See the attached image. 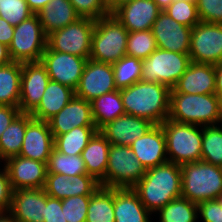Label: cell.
Segmentation results:
<instances>
[{
  "label": "cell",
  "instance_id": "6da1fadb",
  "mask_svg": "<svg viewBox=\"0 0 222 222\" xmlns=\"http://www.w3.org/2000/svg\"><path fill=\"white\" fill-rule=\"evenodd\" d=\"M132 189L154 215L167 203L181 197V166L166 162L150 168Z\"/></svg>",
  "mask_w": 222,
  "mask_h": 222
},
{
  "label": "cell",
  "instance_id": "7a4b0ae2",
  "mask_svg": "<svg viewBox=\"0 0 222 222\" xmlns=\"http://www.w3.org/2000/svg\"><path fill=\"white\" fill-rule=\"evenodd\" d=\"M171 89L154 82L137 81L120 89L125 113L162 124L169 118Z\"/></svg>",
  "mask_w": 222,
  "mask_h": 222
},
{
  "label": "cell",
  "instance_id": "3957f363",
  "mask_svg": "<svg viewBox=\"0 0 222 222\" xmlns=\"http://www.w3.org/2000/svg\"><path fill=\"white\" fill-rule=\"evenodd\" d=\"M221 116L222 105L215 94H185L171 89L168 119L199 126H213L218 125Z\"/></svg>",
  "mask_w": 222,
  "mask_h": 222
},
{
  "label": "cell",
  "instance_id": "277c9868",
  "mask_svg": "<svg viewBox=\"0 0 222 222\" xmlns=\"http://www.w3.org/2000/svg\"><path fill=\"white\" fill-rule=\"evenodd\" d=\"M221 194L222 167L202 160L181 165V197L198 204Z\"/></svg>",
  "mask_w": 222,
  "mask_h": 222
},
{
  "label": "cell",
  "instance_id": "5b68a950",
  "mask_svg": "<svg viewBox=\"0 0 222 222\" xmlns=\"http://www.w3.org/2000/svg\"><path fill=\"white\" fill-rule=\"evenodd\" d=\"M128 34V30L112 14L95 20L89 59L116 63L126 55Z\"/></svg>",
  "mask_w": 222,
  "mask_h": 222
},
{
  "label": "cell",
  "instance_id": "8992f818",
  "mask_svg": "<svg viewBox=\"0 0 222 222\" xmlns=\"http://www.w3.org/2000/svg\"><path fill=\"white\" fill-rule=\"evenodd\" d=\"M166 137L167 159L177 165L201 160L203 126L166 119L162 124Z\"/></svg>",
  "mask_w": 222,
  "mask_h": 222
},
{
  "label": "cell",
  "instance_id": "52a82bcc",
  "mask_svg": "<svg viewBox=\"0 0 222 222\" xmlns=\"http://www.w3.org/2000/svg\"><path fill=\"white\" fill-rule=\"evenodd\" d=\"M190 62L189 53H176L157 48L149 57L142 60L140 80L162 83L172 89Z\"/></svg>",
  "mask_w": 222,
  "mask_h": 222
},
{
  "label": "cell",
  "instance_id": "ba28073f",
  "mask_svg": "<svg viewBox=\"0 0 222 222\" xmlns=\"http://www.w3.org/2000/svg\"><path fill=\"white\" fill-rule=\"evenodd\" d=\"M145 172L130 146L110 145L104 176L105 188H132Z\"/></svg>",
  "mask_w": 222,
  "mask_h": 222
},
{
  "label": "cell",
  "instance_id": "9c48e42d",
  "mask_svg": "<svg viewBox=\"0 0 222 222\" xmlns=\"http://www.w3.org/2000/svg\"><path fill=\"white\" fill-rule=\"evenodd\" d=\"M9 54L14 62H37L47 47V35L44 33L37 14L14 27Z\"/></svg>",
  "mask_w": 222,
  "mask_h": 222
},
{
  "label": "cell",
  "instance_id": "30bf717a",
  "mask_svg": "<svg viewBox=\"0 0 222 222\" xmlns=\"http://www.w3.org/2000/svg\"><path fill=\"white\" fill-rule=\"evenodd\" d=\"M94 27L95 20L79 18L74 23L48 34L47 47L53 51L89 59Z\"/></svg>",
  "mask_w": 222,
  "mask_h": 222
},
{
  "label": "cell",
  "instance_id": "8fae6325",
  "mask_svg": "<svg viewBox=\"0 0 222 222\" xmlns=\"http://www.w3.org/2000/svg\"><path fill=\"white\" fill-rule=\"evenodd\" d=\"M189 57L192 62H222V24L199 22L192 28Z\"/></svg>",
  "mask_w": 222,
  "mask_h": 222
},
{
  "label": "cell",
  "instance_id": "7c38bea8",
  "mask_svg": "<svg viewBox=\"0 0 222 222\" xmlns=\"http://www.w3.org/2000/svg\"><path fill=\"white\" fill-rule=\"evenodd\" d=\"M87 60L68 53L53 51L46 47L40 61L45 66L50 80L75 90Z\"/></svg>",
  "mask_w": 222,
  "mask_h": 222
},
{
  "label": "cell",
  "instance_id": "4fadbf2b",
  "mask_svg": "<svg viewBox=\"0 0 222 222\" xmlns=\"http://www.w3.org/2000/svg\"><path fill=\"white\" fill-rule=\"evenodd\" d=\"M114 90L117 88L112 64L88 59L75 89V96L91 102L93 99Z\"/></svg>",
  "mask_w": 222,
  "mask_h": 222
},
{
  "label": "cell",
  "instance_id": "5bb4252c",
  "mask_svg": "<svg viewBox=\"0 0 222 222\" xmlns=\"http://www.w3.org/2000/svg\"><path fill=\"white\" fill-rule=\"evenodd\" d=\"M50 81L41 61L22 63L19 109L31 113L40 103Z\"/></svg>",
  "mask_w": 222,
  "mask_h": 222
},
{
  "label": "cell",
  "instance_id": "9a60e30c",
  "mask_svg": "<svg viewBox=\"0 0 222 222\" xmlns=\"http://www.w3.org/2000/svg\"><path fill=\"white\" fill-rule=\"evenodd\" d=\"M157 47L176 53H189L192 28L176 22L162 11L151 28Z\"/></svg>",
  "mask_w": 222,
  "mask_h": 222
},
{
  "label": "cell",
  "instance_id": "2e32d148",
  "mask_svg": "<svg viewBox=\"0 0 222 222\" xmlns=\"http://www.w3.org/2000/svg\"><path fill=\"white\" fill-rule=\"evenodd\" d=\"M4 165L14 190L44 188L47 163L18 155L7 159Z\"/></svg>",
  "mask_w": 222,
  "mask_h": 222
},
{
  "label": "cell",
  "instance_id": "e0dca14e",
  "mask_svg": "<svg viewBox=\"0 0 222 222\" xmlns=\"http://www.w3.org/2000/svg\"><path fill=\"white\" fill-rule=\"evenodd\" d=\"M54 149V136L48 121L32 118L25 130L20 156L48 163Z\"/></svg>",
  "mask_w": 222,
  "mask_h": 222
},
{
  "label": "cell",
  "instance_id": "ac0fdd59",
  "mask_svg": "<svg viewBox=\"0 0 222 222\" xmlns=\"http://www.w3.org/2000/svg\"><path fill=\"white\" fill-rule=\"evenodd\" d=\"M99 187V182L88 174L67 177L60 173H47L43 189L49 197L62 200L76 195H92Z\"/></svg>",
  "mask_w": 222,
  "mask_h": 222
},
{
  "label": "cell",
  "instance_id": "d6986e66",
  "mask_svg": "<svg viewBox=\"0 0 222 222\" xmlns=\"http://www.w3.org/2000/svg\"><path fill=\"white\" fill-rule=\"evenodd\" d=\"M145 170L168 162L166 137L160 124H155L144 136L130 145Z\"/></svg>",
  "mask_w": 222,
  "mask_h": 222
},
{
  "label": "cell",
  "instance_id": "ffe728a7",
  "mask_svg": "<svg viewBox=\"0 0 222 222\" xmlns=\"http://www.w3.org/2000/svg\"><path fill=\"white\" fill-rule=\"evenodd\" d=\"M162 10L153 0H133L116 9L112 15L128 32L150 30Z\"/></svg>",
  "mask_w": 222,
  "mask_h": 222
},
{
  "label": "cell",
  "instance_id": "44dd1931",
  "mask_svg": "<svg viewBox=\"0 0 222 222\" xmlns=\"http://www.w3.org/2000/svg\"><path fill=\"white\" fill-rule=\"evenodd\" d=\"M53 136L71 131L75 127L95 126L91 103L74 96L64 108L48 120Z\"/></svg>",
  "mask_w": 222,
  "mask_h": 222
},
{
  "label": "cell",
  "instance_id": "7402d4cb",
  "mask_svg": "<svg viewBox=\"0 0 222 222\" xmlns=\"http://www.w3.org/2000/svg\"><path fill=\"white\" fill-rule=\"evenodd\" d=\"M154 125L148 119L124 114L107 123L99 131L111 144L130 146Z\"/></svg>",
  "mask_w": 222,
  "mask_h": 222
},
{
  "label": "cell",
  "instance_id": "603a6c76",
  "mask_svg": "<svg viewBox=\"0 0 222 222\" xmlns=\"http://www.w3.org/2000/svg\"><path fill=\"white\" fill-rule=\"evenodd\" d=\"M45 206L43 188L14 190L9 212L17 222H43Z\"/></svg>",
  "mask_w": 222,
  "mask_h": 222
},
{
  "label": "cell",
  "instance_id": "cb8c5ba5",
  "mask_svg": "<svg viewBox=\"0 0 222 222\" xmlns=\"http://www.w3.org/2000/svg\"><path fill=\"white\" fill-rule=\"evenodd\" d=\"M173 89L185 94H215L214 65L191 61Z\"/></svg>",
  "mask_w": 222,
  "mask_h": 222
},
{
  "label": "cell",
  "instance_id": "d4e9b609",
  "mask_svg": "<svg viewBox=\"0 0 222 222\" xmlns=\"http://www.w3.org/2000/svg\"><path fill=\"white\" fill-rule=\"evenodd\" d=\"M115 222H152L153 216L132 188H114ZM151 219V220H150Z\"/></svg>",
  "mask_w": 222,
  "mask_h": 222
},
{
  "label": "cell",
  "instance_id": "484cf974",
  "mask_svg": "<svg viewBox=\"0 0 222 222\" xmlns=\"http://www.w3.org/2000/svg\"><path fill=\"white\" fill-rule=\"evenodd\" d=\"M110 145L105 136L97 130L81 153L87 174L98 181L101 187H104Z\"/></svg>",
  "mask_w": 222,
  "mask_h": 222
},
{
  "label": "cell",
  "instance_id": "4316f807",
  "mask_svg": "<svg viewBox=\"0 0 222 222\" xmlns=\"http://www.w3.org/2000/svg\"><path fill=\"white\" fill-rule=\"evenodd\" d=\"M75 96V90L50 80L39 105L30 113L38 120L48 121L59 113Z\"/></svg>",
  "mask_w": 222,
  "mask_h": 222
},
{
  "label": "cell",
  "instance_id": "83f0119b",
  "mask_svg": "<svg viewBox=\"0 0 222 222\" xmlns=\"http://www.w3.org/2000/svg\"><path fill=\"white\" fill-rule=\"evenodd\" d=\"M37 16L46 35L81 18L69 0H50Z\"/></svg>",
  "mask_w": 222,
  "mask_h": 222
},
{
  "label": "cell",
  "instance_id": "f1b7e54d",
  "mask_svg": "<svg viewBox=\"0 0 222 222\" xmlns=\"http://www.w3.org/2000/svg\"><path fill=\"white\" fill-rule=\"evenodd\" d=\"M93 120L97 130L107 123L126 114L120 90H114L93 99L91 102Z\"/></svg>",
  "mask_w": 222,
  "mask_h": 222
},
{
  "label": "cell",
  "instance_id": "f546056e",
  "mask_svg": "<svg viewBox=\"0 0 222 222\" xmlns=\"http://www.w3.org/2000/svg\"><path fill=\"white\" fill-rule=\"evenodd\" d=\"M30 113H20L6 128L0 137V164L7 159L18 156L28 122L32 119Z\"/></svg>",
  "mask_w": 222,
  "mask_h": 222
},
{
  "label": "cell",
  "instance_id": "4dcf8cb0",
  "mask_svg": "<svg viewBox=\"0 0 222 222\" xmlns=\"http://www.w3.org/2000/svg\"><path fill=\"white\" fill-rule=\"evenodd\" d=\"M22 63L0 66V105L19 107Z\"/></svg>",
  "mask_w": 222,
  "mask_h": 222
},
{
  "label": "cell",
  "instance_id": "1f68e13d",
  "mask_svg": "<svg viewBox=\"0 0 222 222\" xmlns=\"http://www.w3.org/2000/svg\"><path fill=\"white\" fill-rule=\"evenodd\" d=\"M86 222H115L114 188L100 186L90 195Z\"/></svg>",
  "mask_w": 222,
  "mask_h": 222
},
{
  "label": "cell",
  "instance_id": "d6a6232c",
  "mask_svg": "<svg viewBox=\"0 0 222 222\" xmlns=\"http://www.w3.org/2000/svg\"><path fill=\"white\" fill-rule=\"evenodd\" d=\"M96 131L95 126L75 127L69 132L54 136V148L65 155H81Z\"/></svg>",
  "mask_w": 222,
  "mask_h": 222
},
{
  "label": "cell",
  "instance_id": "836d02e7",
  "mask_svg": "<svg viewBox=\"0 0 222 222\" xmlns=\"http://www.w3.org/2000/svg\"><path fill=\"white\" fill-rule=\"evenodd\" d=\"M154 216L158 222H199L197 204L183 197L173 199Z\"/></svg>",
  "mask_w": 222,
  "mask_h": 222
},
{
  "label": "cell",
  "instance_id": "e575fe53",
  "mask_svg": "<svg viewBox=\"0 0 222 222\" xmlns=\"http://www.w3.org/2000/svg\"><path fill=\"white\" fill-rule=\"evenodd\" d=\"M47 173L71 177L87 174V170L81 155H65L54 148L47 163Z\"/></svg>",
  "mask_w": 222,
  "mask_h": 222
},
{
  "label": "cell",
  "instance_id": "d590c367",
  "mask_svg": "<svg viewBox=\"0 0 222 222\" xmlns=\"http://www.w3.org/2000/svg\"><path fill=\"white\" fill-rule=\"evenodd\" d=\"M201 160L222 167V129L219 125L203 126Z\"/></svg>",
  "mask_w": 222,
  "mask_h": 222
},
{
  "label": "cell",
  "instance_id": "8d00e7d4",
  "mask_svg": "<svg viewBox=\"0 0 222 222\" xmlns=\"http://www.w3.org/2000/svg\"><path fill=\"white\" fill-rule=\"evenodd\" d=\"M114 69L115 86L118 90L127 88L140 81L142 60L125 55L116 63L112 64Z\"/></svg>",
  "mask_w": 222,
  "mask_h": 222
},
{
  "label": "cell",
  "instance_id": "74e56055",
  "mask_svg": "<svg viewBox=\"0 0 222 222\" xmlns=\"http://www.w3.org/2000/svg\"><path fill=\"white\" fill-rule=\"evenodd\" d=\"M157 48L151 29L129 32L126 55L143 60L149 57Z\"/></svg>",
  "mask_w": 222,
  "mask_h": 222
},
{
  "label": "cell",
  "instance_id": "f35d334b",
  "mask_svg": "<svg viewBox=\"0 0 222 222\" xmlns=\"http://www.w3.org/2000/svg\"><path fill=\"white\" fill-rule=\"evenodd\" d=\"M164 11L187 27L193 28L200 22L196 1L174 0Z\"/></svg>",
  "mask_w": 222,
  "mask_h": 222
},
{
  "label": "cell",
  "instance_id": "ab89813d",
  "mask_svg": "<svg viewBox=\"0 0 222 222\" xmlns=\"http://www.w3.org/2000/svg\"><path fill=\"white\" fill-rule=\"evenodd\" d=\"M33 14L26 0H0V17L14 27Z\"/></svg>",
  "mask_w": 222,
  "mask_h": 222
},
{
  "label": "cell",
  "instance_id": "60d3db41",
  "mask_svg": "<svg viewBox=\"0 0 222 222\" xmlns=\"http://www.w3.org/2000/svg\"><path fill=\"white\" fill-rule=\"evenodd\" d=\"M90 195L72 196L61 200L67 222H86Z\"/></svg>",
  "mask_w": 222,
  "mask_h": 222
},
{
  "label": "cell",
  "instance_id": "b9f144b4",
  "mask_svg": "<svg viewBox=\"0 0 222 222\" xmlns=\"http://www.w3.org/2000/svg\"><path fill=\"white\" fill-rule=\"evenodd\" d=\"M81 18L98 20L109 14L104 0H69Z\"/></svg>",
  "mask_w": 222,
  "mask_h": 222
},
{
  "label": "cell",
  "instance_id": "7bdbcfd3",
  "mask_svg": "<svg viewBox=\"0 0 222 222\" xmlns=\"http://www.w3.org/2000/svg\"><path fill=\"white\" fill-rule=\"evenodd\" d=\"M196 4L201 22L222 24V0H197Z\"/></svg>",
  "mask_w": 222,
  "mask_h": 222
},
{
  "label": "cell",
  "instance_id": "ee69618b",
  "mask_svg": "<svg viewBox=\"0 0 222 222\" xmlns=\"http://www.w3.org/2000/svg\"><path fill=\"white\" fill-rule=\"evenodd\" d=\"M198 219L202 222H222V204L219 199L207 200L197 204Z\"/></svg>",
  "mask_w": 222,
  "mask_h": 222
},
{
  "label": "cell",
  "instance_id": "f6af8a7d",
  "mask_svg": "<svg viewBox=\"0 0 222 222\" xmlns=\"http://www.w3.org/2000/svg\"><path fill=\"white\" fill-rule=\"evenodd\" d=\"M2 163V166H0V168L2 167L0 169V212H9L12 205L14 189L9 180L6 166L4 162Z\"/></svg>",
  "mask_w": 222,
  "mask_h": 222
},
{
  "label": "cell",
  "instance_id": "bcb514c9",
  "mask_svg": "<svg viewBox=\"0 0 222 222\" xmlns=\"http://www.w3.org/2000/svg\"><path fill=\"white\" fill-rule=\"evenodd\" d=\"M43 222H67L64 216V207H62L60 199L49 197L46 194Z\"/></svg>",
  "mask_w": 222,
  "mask_h": 222
},
{
  "label": "cell",
  "instance_id": "7dc6e473",
  "mask_svg": "<svg viewBox=\"0 0 222 222\" xmlns=\"http://www.w3.org/2000/svg\"><path fill=\"white\" fill-rule=\"evenodd\" d=\"M21 113L19 107L0 105V137L12 121Z\"/></svg>",
  "mask_w": 222,
  "mask_h": 222
},
{
  "label": "cell",
  "instance_id": "c3c4849f",
  "mask_svg": "<svg viewBox=\"0 0 222 222\" xmlns=\"http://www.w3.org/2000/svg\"><path fill=\"white\" fill-rule=\"evenodd\" d=\"M14 26L0 17V42L9 46L12 42Z\"/></svg>",
  "mask_w": 222,
  "mask_h": 222
},
{
  "label": "cell",
  "instance_id": "681fc988",
  "mask_svg": "<svg viewBox=\"0 0 222 222\" xmlns=\"http://www.w3.org/2000/svg\"><path fill=\"white\" fill-rule=\"evenodd\" d=\"M215 70V95L222 105V62L214 65Z\"/></svg>",
  "mask_w": 222,
  "mask_h": 222
},
{
  "label": "cell",
  "instance_id": "f907efd6",
  "mask_svg": "<svg viewBox=\"0 0 222 222\" xmlns=\"http://www.w3.org/2000/svg\"><path fill=\"white\" fill-rule=\"evenodd\" d=\"M50 0H26L29 9L37 14L44 6L49 3Z\"/></svg>",
  "mask_w": 222,
  "mask_h": 222
},
{
  "label": "cell",
  "instance_id": "816d5d0a",
  "mask_svg": "<svg viewBox=\"0 0 222 222\" xmlns=\"http://www.w3.org/2000/svg\"><path fill=\"white\" fill-rule=\"evenodd\" d=\"M12 62L9 54V47L0 42V66L6 65Z\"/></svg>",
  "mask_w": 222,
  "mask_h": 222
},
{
  "label": "cell",
  "instance_id": "f5cc1de1",
  "mask_svg": "<svg viewBox=\"0 0 222 222\" xmlns=\"http://www.w3.org/2000/svg\"><path fill=\"white\" fill-rule=\"evenodd\" d=\"M131 1L133 0H106L105 2L109 14H112L120 6L129 3Z\"/></svg>",
  "mask_w": 222,
  "mask_h": 222
},
{
  "label": "cell",
  "instance_id": "db71d44e",
  "mask_svg": "<svg viewBox=\"0 0 222 222\" xmlns=\"http://www.w3.org/2000/svg\"><path fill=\"white\" fill-rule=\"evenodd\" d=\"M0 222H17L10 212H0Z\"/></svg>",
  "mask_w": 222,
  "mask_h": 222
},
{
  "label": "cell",
  "instance_id": "11a10c76",
  "mask_svg": "<svg viewBox=\"0 0 222 222\" xmlns=\"http://www.w3.org/2000/svg\"><path fill=\"white\" fill-rule=\"evenodd\" d=\"M164 11L174 0H153Z\"/></svg>",
  "mask_w": 222,
  "mask_h": 222
},
{
  "label": "cell",
  "instance_id": "9f6ffc18",
  "mask_svg": "<svg viewBox=\"0 0 222 222\" xmlns=\"http://www.w3.org/2000/svg\"><path fill=\"white\" fill-rule=\"evenodd\" d=\"M218 125H219V127L222 129V116H221V118H220V120H219Z\"/></svg>",
  "mask_w": 222,
  "mask_h": 222
},
{
  "label": "cell",
  "instance_id": "6f0895ef",
  "mask_svg": "<svg viewBox=\"0 0 222 222\" xmlns=\"http://www.w3.org/2000/svg\"><path fill=\"white\" fill-rule=\"evenodd\" d=\"M220 203L222 204V194L220 195V197L218 198Z\"/></svg>",
  "mask_w": 222,
  "mask_h": 222
}]
</instances>
